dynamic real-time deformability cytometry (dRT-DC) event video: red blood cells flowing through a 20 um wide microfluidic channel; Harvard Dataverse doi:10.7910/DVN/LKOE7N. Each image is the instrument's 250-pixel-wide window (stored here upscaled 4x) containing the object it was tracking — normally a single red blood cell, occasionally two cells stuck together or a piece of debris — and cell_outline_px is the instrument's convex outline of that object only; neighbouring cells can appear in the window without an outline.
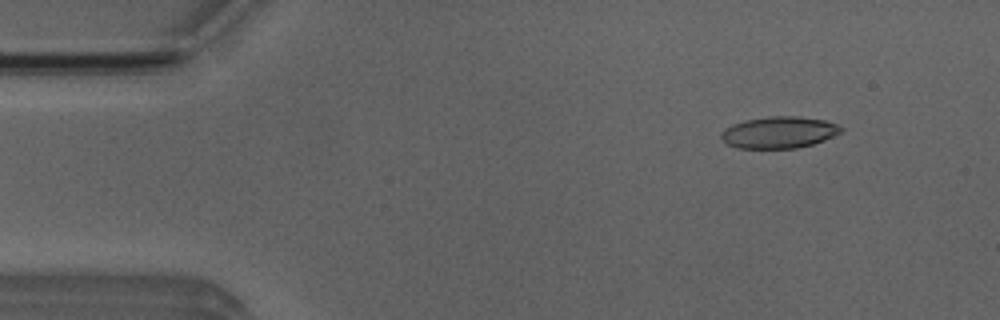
{"species": "Egyptian fruit bat (a non-hibernating species)", "species_latin": "Rousettus aegyptiacus", "temperature_condition": "room temperature", "stored_images_in_passage": 9, "camera_frame_rate_fps": 3000, "um_per_image_px": 0.085, "animal": {"sex": "male"}, "frame": {"image": 1, "passage_image": 1, "time_ms": 0.0, "image_size_px": [1000, 320], "cell_outline_px": [[844, 128], [840, 132], [824, 140], [812, 144], [796, 148], [736, 148], [728, 144], [720, 136], [724, 128], [732, 124], [744, 120], [768, 116], [800, 116], [824, 120], [836, 124]], "centroid_in_image_um": [66.19, 11.24], "position_along_channel_um": 18.8, "area_um2": 22.08}}